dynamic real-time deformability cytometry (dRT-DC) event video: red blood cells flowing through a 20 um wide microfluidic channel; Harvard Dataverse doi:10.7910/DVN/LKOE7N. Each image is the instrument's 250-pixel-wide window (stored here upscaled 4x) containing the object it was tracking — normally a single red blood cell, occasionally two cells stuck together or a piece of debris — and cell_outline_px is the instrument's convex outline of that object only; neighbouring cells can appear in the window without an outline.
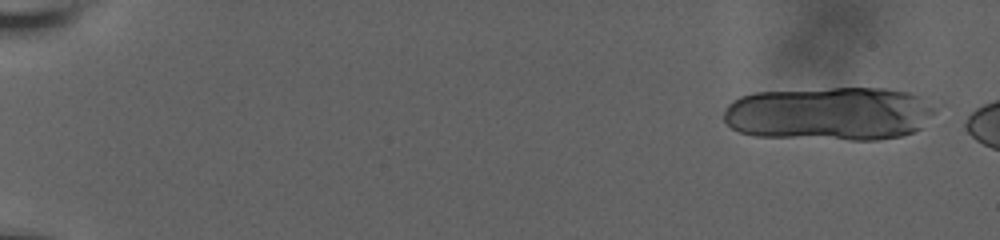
{"species": "human", "species_latin": "Homo sapiens", "temperature_condition": "room temperature", "stored_images_in_passage": 5, "camera_frame_rate_fps": 3000, "um_per_image_px": 0.085, "donor": {"sex": "male"}, "frame": {"image": 1, "passage_image": 1, "time_ms": 0.0, "image_size_px": [1000, 240], "cell_outline_px": [[936, 108], [920, 128], [912, 132], [900, 136], [880, 140], [848, 140], [756, 136], [740, 132], [732, 128], [724, 120], [724, 112], [728, 104], [732, 100], [740, 96], [752, 92], [832, 88], [884, 88], [908, 92], [920, 96]], "centroid_in_image_um": [70.47, 9.66], "position_along_channel_um": 14.5, "area_um2": 66.47}}